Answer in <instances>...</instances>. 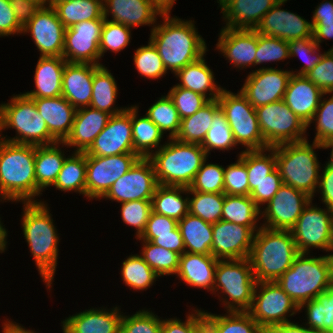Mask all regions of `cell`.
<instances>
[{"instance_id": "6da1fadb", "label": "cell", "mask_w": 333, "mask_h": 333, "mask_svg": "<svg viewBox=\"0 0 333 333\" xmlns=\"http://www.w3.org/2000/svg\"><path fill=\"white\" fill-rule=\"evenodd\" d=\"M21 227L35 266L47 291L53 287L59 256L60 233L46 201L22 203Z\"/></svg>"}, {"instance_id": "7a4b0ae2", "label": "cell", "mask_w": 333, "mask_h": 333, "mask_svg": "<svg viewBox=\"0 0 333 333\" xmlns=\"http://www.w3.org/2000/svg\"><path fill=\"white\" fill-rule=\"evenodd\" d=\"M173 16H161L150 32L149 40L157 48L167 72L175 75L209 50L194 19L185 20Z\"/></svg>"}, {"instance_id": "3957f363", "label": "cell", "mask_w": 333, "mask_h": 333, "mask_svg": "<svg viewBox=\"0 0 333 333\" xmlns=\"http://www.w3.org/2000/svg\"><path fill=\"white\" fill-rule=\"evenodd\" d=\"M35 154V145L0 139V203L42 202L38 200L43 193L36 185Z\"/></svg>"}, {"instance_id": "277c9868", "label": "cell", "mask_w": 333, "mask_h": 333, "mask_svg": "<svg viewBox=\"0 0 333 333\" xmlns=\"http://www.w3.org/2000/svg\"><path fill=\"white\" fill-rule=\"evenodd\" d=\"M299 254L290 230L264 226L255 233L249 260L256 282L277 281Z\"/></svg>"}, {"instance_id": "5b68a950", "label": "cell", "mask_w": 333, "mask_h": 333, "mask_svg": "<svg viewBox=\"0 0 333 333\" xmlns=\"http://www.w3.org/2000/svg\"><path fill=\"white\" fill-rule=\"evenodd\" d=\"M276 282L299 307L331 289V255L313 257L310 253H299Z\"/></svg>"}, {"instance_id": "8992f818", "label": "cell", "mask_w": 333, "mask_h": 333, "mask_svg": "<svg viewBox=\"0 0 333 333\" xmlns=\"http://www.w3.org/2000/svg\"><path fill=\"white\" fill-rule=\"evenodd\" d=\"M207 158L209 156L201 145L183 143L175 138L167 139L163 146L149 157L159 185L185 187L192 184Z\"/></svg>"}, {"instance_id": "52a82bcc", "label": "cell", "mask_w": 333, "mask_h": 333, "mask_svg": "<svg viewBox=\"0 0 333 333\" xmlns=\"http://www.w3.org/2000/svg\"><path fill=\"white\" fill-rule=\"evenodd\" d=\"M14 129L16 135L3 134ZM0 139L25 145H51L58 141L49 133L44 119L35 107L34 100L24 93L13 94L7 103L0 104Z\"/></svg>"}, {"instance_id": "ba28073f", "label": "cell", "mask_w": 333, "mask_h": 333, "mask_svg": "<svg viewBox=\"0 0 333 333\" xmlns=\"http://www.w3.org/2000/svg\"><path fill=\"white\" fill-rule=\"evenodd\" d=\"M322 145L309 140L275 146L276 167L285 185L301 190L314 198L322 166L315 151Z\"/></svg>"}, {"instance_id": "9c48e42d", "label": "cell", "mask_w": 333, "mask_h": 333, "mask_svg": "<svg viewBox=\"0 0 333 333\" xmlns=\"http://www.w3.org/2000/svg\"><path fill=\"white\" fill-rule=\"evenodd\" d=\"M255 285L249 258L217 261L213 295L218 296L225 312L248 311L253 302Z\"/></svg>"}, {"instance_id": "30bf717a", "label": "cell", "mask_w": 333, "mask_h": 333, "mask_svg": "<svg viewBox=\"0 0 333 333\" xmlns=\"http://www.w3.org/2000/svg\"><path fill=\"white\" fill-rule=\"evenodd\" d=\"M217 100L238 146L245 148L243 150H262L269 147L260 131L255 108L239 90L233 93L224 88Z\"/></svg>"}, {"instance_id": "8fae6325", "label": "cell", "mask_w": 333, "mask_h": 333, "mask_svg": "<svg viewBox=\"0 0 333 333\" xmlns=\"http://www.w3.org/2000/svg\"><path fill=\"white\" fill-rule=\"evenodd\" d=\"M313 200L304 208L290 231L299 253H312V249H320L332 255L333 210L324 206L320 208Z\"/></svg>"}, {"instance_id": "7c38bea8", "label": "cell", "mask_w": 333, "mask_h": 333, "mask_svg": "<svg viewBox=\"0 0 333 333\" xmlns=\"http://www.w3.org/2000/svg\"><path fill=\"white\" fill-rule=\"evenodd\" d=\"M255 110L260 131L269 147L308 140L307 125L289 109L284 100Z\"/></svg>"}, {"instance_id": "4fadbf2b", "label": "cell", "mask_w": 333, "mask_h": 333, "mask_svg": "<svg viewBox=\"0 0 333 333\" xmlns=\"http://www.w3.org/2000/svg\"><path fill=\"white\" fill-rule=\"evenodd\" d=\"M298 309L297 304L276 281L256 282L253 302L247 312L264 328L291 322L289 317L299 314Z\"/></svg>"}, {"instance_id": "5bb4252c", "label": "cell", "mask_w": 333, "mask_h": 333, "mask_svg": "<svg viewBox=\"0 0 333 333\" xmlns=\"http://www.w3.org/2000/svg\"><path fill=\"white\" fill-rule=\"evenodd\" d=\"M139 158L135 153L106 157L86 155V199L100 201Z\"/></svg>"}, {"instance_id": "9a60e30c", "label": "cell", "mask_w": 333, "mask_h": 333, "mask_svg": "<svg viewBox=\"0 0 333 333\" xmlns=\"http://www.w3.org/2000/svg\"><path fill=\"white\" fill-rule=\"evenodd\" d=\"M274 67H257L250 71L239 91L254 107H260L284 99L291 70Z\"/></svg>"}, {"instance_id": "2e32d148", "label": "cell", "mask_w": 333, "mask_h": 333, "mask_svg": "<svg viewBox=\"0 0 333 333\" xmlns=\"http://www.w3.org/2000/svg\"><path fill=\"white\" fill-rule=\"evenodd\" d=\"M153 164L149 158H139L131 169L117 179L100 199L123 203L152 200L158 186Z\"/></svg>"}, {"instance_id": "e0dca14e", "label": "cell", "mask_w": 333, "mask_h": 333, "mask_svg": "<svg viewBox=\"0 0 333 333\" xmlns=\"http://www.w3.org/2000/svg\"><path fill=\"white\" fill-rule=\"evenodd\" d=\"M312 199L305 192L282 184L273 198L261 209V226L290 230Z\"/></svg>"}, {"instance_id": "ac0fdd59", "label": "cell", "mask_w": 333, "mask_h": 333, "mask_svg": "<svg viewBox=\"0 0 333 333\" xmlns=\"http://www.w3.org/2000/svg\"><path fill=\"white\" fill-rule=\"evenodd\" d=\"M104 20H88L66 28L63 57L70 63H100V38Z\"/></svg>"}, {"instance_id": "d6986e66", "label": "cell", "mask_w": 333, "mask_h": 333, "mask_svg": "<svg viewBox=\"0 0 333 333\" xmlns=\"http://www.w3.org/2000/svg\"><path fill=\"white\" fill-rule=\"evenodd\" d=\"M66 28L52 6L42 4L34 18L23 27L22 34L30 35L40 57L63 56Z\"/></svg>"}, {"instance_id": "ffe728a7", "label": "cell", "mask_w": 333, "mask_h": 333, "mask_svg": "<svg viewBox=\"0 0 333 333\" xmlns=\"http://www.w3.org/2000/svg\"><path fill=\"white\" fill-rule=\"evenodd\" d=\"M289 0L277 2L255 27L257 34L277 37L284 41H293L306 37H313L311 21L299 16L295 12L282 9Z\"/></svg>"}, {"instance_id": "44dd1931", "label": "cell", "mask_w": 333, "mask_h": 333, "mask_svg": "<svg viewBox=\"0 0 333 333\" xmlns=\"http://www.w3.org/2000/svg\"><path fill=\"white\" fill-rule=\"evenodd\" d=\"M134 153L131 106L117 115H112L105 128L97 135L85 152L91 156H113Z\"/></svg>"}, {"instance_id": "7402d4cb", "label": "cell", "mask_w": 333, "mask_h": 333, "mask_svg": "<svg viewBox=\"0 0 333 333\" xmlns=\"http://www.w3.org/2000/svg\"><path fill=\"white\" fill-rule=\"evenodd\" d=\"M211 255L217 260L249 258L255 232L243 225L220 220L212 224Z\"/></svg>"}, {"instance_id": "603a6c76", "label": "cell", "mask_w": 333, "mask_h": 333, "mask_svg": "<svg viewBox=\"0 0 333 333\" xmlns=\"http://www.w3.org/2000/svg\"><path fill=\"white\" fill-rule=\"evenodd\" d=\"M220 29L215 50L238 71L255 68L258 34L254 29Z\"/></svg>"}, {"instance_id": "cb8c5ba5", "label": "cell", "mask_w": 333, "mask_h": 333, "mask_svg": "<svg viewBox=\"0 0 333 333\" xmlns=\"http://www.w3.org/2000/svg\"><path fill=\"white\" fill-rule=\"evenodd\" d=\"M123 312L116 305L112 308L91 307L61 320L62 333H120Z\"/></svg>"}, {"instance_id": "d4e9b609", "label": "cell", "mask_w": 333, "mask_h": 333, "mask_svg": "<svg viewBox=\"0 0 333 333\" xmlns=\"http://www.w3.org/2000/svg\"><path fill=\"white\" fill-rule=\"evenodd\" d=\"M103 16L134 29L147 25L150 32L161 17L150 0H103Z\"/></svg>"}, {"instance_id": "484cf974", "label": "cell", "mask_w": 333, "mask_h": 333, "mask_svg": "<svg viewBox=\"0 0 333 333\" xmlns=\"http://www.w3.org/2000/svg\"><path fill=\"white\" fill-rule=\"evenodd\" d=\"M280 0H220L223 27L255 29L262 17Z\"/></svg>"}, {"instance_id": "4316f807", "label": "cell", "mask_w": 333, "mask_h": 333, "mask_svg": "<svg viewBox=\"0 0 333 333\" xmlns=\"http://www.w3.org/2000/svg\"><path fill=\"white\" fill-rule=\"evenodd\" d=\"M111 116L90 106L77 109L72 131L64 141L66 148H74V152H86Z\"/></svg>"}, {"instance_id": "83f0119b", "label": "cell", "mask_w": 333, "mask_h": 333, "mask_svg": "<svg viewBox=\"0 0 333 333\" xmlns=\"http://www.w3.org/2000/svg\"><path fill=\"white\" fill-rule=\"evenodd\" d=\"M324 92L305 75L292 74L284 102L306 125L313 119Z\"/></svg>"}, {"instance_id": "f1b7e54d", "label": "cell", "mask_w": 333, "mask_h": 333, "mask_svg": "<svg viewBox=\"0 0 333 333\" xmlns=\"http://www.w3.org/2000/svg\"><path fill=\"white\" fill-rule=\"evenodd\" d=\"M95 65L67 62L62 75V96L76 109L90 106Z\"/></svg>"}, {"instance_id": "f546056e", "label": "cell", "mask_w": 333, "mask_h": 333, "mask_svg": "<svg viewBox=\"0 0 333 333\" xmlns=\"http://www.w3.org/2000/svg\"><path fill=\"white\" fill-rule=\"evenodd\" d=\"M33 100L37 111L47 124L49 133L58 142H64L72 131L77 109L62 95Z\"/></svg>"}, {"instance_id": "4dcf8cb0", "label": "cell", "mask_w": 333, "mask_h": 333, "mask_svg": "<svg viewBox=\"0 0 333 333\" xmlns=\"http://www.w3.org/2000/svg\"><path fill=\"white\" fill-rule=\"evenodd\" d=\"M217 261L212 255L184 252L180 255L175 276L183 284L207 290L213 295Z\"/></svg>"}, {"instance_id": "1f68e13d", "label": "cell", "mask_w": 333, "mask_h": 333, "mask_svg": "<svg viewBox=\"0 0 333 333\" xmlns=\"http://www.w3.org/2000/svg\"><path fill=\"white\" fill-rule=\"evenodd\" d=\"M67 61L63 56L40 57L34 71L35 89L24 94L32 99L53 98L62 94V75Z\"/></svg>"}, {"instance_id": "d6a6232c", "label": "cell", "mask_w": 333, "mask_h": 333, "mask_svg": "<svg viewBox=\"0 0 333 333\" xmlns=\"http://www.w3.org/2000/svg\"><path fill=\"white\" fill-rule=\"evenodd\" d=\"M206 55L186 65L174 77L179 80V83H176L178 87L202 94L209 100H215L220 96L224 87L218 85L213 70L207 65Z\"/></svg>"}, {"instance_id": "836d02e7", "label": "cell", "mask_w": 333, "mask_h": 333, "mask_svg": "<svg viewBox=\"0 0 333 333\" xmlns=\"http://www.w3.org/2000/svg\"><path fill=\"white\" fill-rule=\"evenodd\" d=\"M64 147H67L64 142L36 146L35 178L36 185L42 192L51 188L58 177L67 156Z\"/></svg>"}, {"instance_id": "e575fe53", "label": "cell", "mask_w": 333, "mask_h": 333, "mask_svg": "<svg viewBox=\"0 0 333 333\" xmlns=\"http://www.w3.org/2000/svg\"><path fill=\"white\" fill-rule=\"evenodd\" d=\"M118 85L113 73L105 65H95L93 75L92 99L90 107L117 115L127 107H119L115 103L118 97Z\"/></svg>"}, {"instance_id": "d590c367", "label": "cell", "mask_w": 333, "mask_h": 333, "mask_svg": "<svg viewBox=\"0 0 333 333\" xmlns=\"http://www.w3.org/2000/svg\"><path fill=\"white\" fill-rule=\"evenodd\" d=\"M139 105H131V122L134 153L149 158L163 145L164 134L146 115L140 116Z\"/></svg>"}, {"instance_id": "8d00e7d4", "label": "cell", "mask_w": 333, "mask_h": 333, "mask_svg": "<svg viewBox=\"0 0 333 333\" xmlns=\"http://www.w3.org/2000/svg\"><path fill=\"white\" fill-rule=\"evenodd\" d=\"M151 204L153 212L182 220L189 213L188 187L158 185Z\"/></svg>"}, {"instance_id": "74e56055", "label": "cell", "mask_w": 333, "mask_h": 333, "mask_svg": "<svg viewBox=\"0 0 333 333\" xmlns=\"http://www.w3.org/2000/svg\"><path fill=\"white\" fill-rule=\"evenodd\" d=\"M184 240L185 252L211 255L213 240L212 224L188 213L178 221Z\"/></svg>"}, {"instance_id": "f35d334b", "label": "cell", "mask_w": 333, "mask_h": 333, "mask_svg": "<svg viewBox=\"0 0 333 333\" xmlns=\"http://www.w3.org/2000/svg\"><path fill=\"white\" fill-rule=\"evenodd\" d=\"M220 109L217 99L210 100L193 115L181 119L176 140L183 143L202 145L206 133L211 128L214 114Z\"/></svg>"}, {"instance_id": "ab89813d", "label": "cell", "mask_w": 333, "mask_h": 333, "mask_svg": "<svg viewBox=\"0 0 333 333\" xmlns=\"http://www.w3.org/2000/svg\"><path fill=\"white\" fill-rule=\"evenodd\" d=\"M221 220L247 226L256 233L261 228V210L249 195L225 194Z\"/></svg>"}, {"instance_id": "60d3db41", "label": "cell", "mask_w": 333, "mask_h": 333, "mask_svg": "<svg viewBox=\"0 0 333 333\" xmlns=\"http://www.w3.org/2000/svg\"><path fill=\"white\" fill-rule=\"evenodd\" d=\"M305 310V326L315 333H333V289L319 294L315 299L299 306Z\"/></svg>"}, {"instance_id": "b9f144b4", "label": "cell", "mask_w": 333, "mask_h": 333, "mask_svg": "<svg viewBox=\"0 0 333 333\" xmlns=\"http://www.w3.org/2000/svg\"><path fill=\"white\" fill-rule=\"evenodd\" d=\"M64 193L75 192L86 197V154L72 151L62 165L52 186Z\"/></svg>"}, {"instance_id": "7bdbcfd3", "label": "cell", "mask_w": 333, "mask_h": 333, "mask_svg": "<svg viewBox=\"0 0 333 333\" xmlns=\"http://www.w3.org/2000/svg\"><path fill=\"white\" fill-rule=\"evenodd\" d=\"M65 28L88 20H105L103 0H65L52 5Z\"/></svg>"}, {"instance_id": "ee69618b", "label": "cell", "mask_w": 333, "mask_h": 333, "mask_svg": "<svg viewBox=\"0 0 333 333\" xmlns=\"http://www.w3.org/2000/svg\"><path fill=\"white\" fill-rule=\"evenodd\" d=\"M204 322L214 333H262L263 329L247 311H226L221 315L204 310Z\"/></svg>"}, {"instance_id": "f6af8a7d", "label": "cell", "mask_w": 333, "mask_h": 333, "mask_svg": "<svg viewBox=\"0 0 333 333\" xmlns=\"http://www.w3.org/2000/svg\"><path fill=\"white\" fill-rule=\"evenodd\" d=\"M120 275L123 283L133 291L141 292L155 285L159 275L137 253L126 256L121 263Z\"/></svg>"}, {"instance_id": "bcb514c9", "label": "cell", "mask_w": 333, "mask_h": 333, "mask_svg": "<svg viewBox=\"0 0 333 333\" xmlns=\"http://www.w3.org/2000/svg\"><path fill=\"white\" fill-rule=\"evenodd\" d=\"M237 156L246 164L249 194L276 168L275 146L262 150H242Z\"/></svg>"}, {"instance_id": "7dc6e473", "label": "cell", "mask_w": 333, "mask_h": 333, "mask_svg": "<svg viewBox=\"0 0 333 333\" xmlns=\"http://www.w3.org/2000/svg\"><path fill=\"white\" fill-rule=\"evenodd\" d=\"M157 99L151 104L145 115L159 127L163 134L169 132L167 139H174L179 132L181 122L178 111L168 93Z\"/></svg>"}, {"instance_id": "c3c4849f", "label": "cell", "mask_w": 333, "mask_h": 333, "mask_svg": "<svg viewBox=\"0 0 333 333\" xmlns=\"http://www.w3.org/2000/svg\"><path fill=\"white\" fill-rule=\"evenodd\" d=\"M136 241L142 243L139 255L159 277L176 275L180 259L179 253L157 246L150 241L139 238H136Z\"/></svg>"}, {"instance_id": "681fc988", "label": "cell", "mask_w": 333, "mask_h": 333, "mask_svg": "<svg viewBox=\"0 0 333 333\" xmlns=\"http://www.w3.org/2000/svg\"><path fill=\"white\" fill-rule=\"evenodd\" d=\"M189 213L211 224L221 220L224 193H204L192 191L188 187Z\"/></svg>"}, {"instance_id": "f907efd6", "label": "cell", "mask_w": 333, "mask_h": 333, "mask_svg": "<svg viewBox=\"0 0 333 333\" xmlns=\"http://www.w3.org/2000/svg\"><path fill=\"white\" fill-rule=\"evenodd\" d=\"M202 148L207 155H211V151H229L238 149L233 132L227 122L224 112L219 109L213 117L211 128L206 133Z\"/></svg>"}, {"instance_id": "816d5d0a", "label": "cell", "mask_w": 333, "mask_h": 333, "mask_svg": "<svg viewBox=\"0 0 333 333\" xmlns=\"http://www.w3.org/2000/svg\"><path fill=\"white\" fill-rule=\"evenodd\" d=\"M133 63L140 76L149 80H159L168 73L157 48L148 40L147 45L136 48Z\"/></svg>"}, {"instance_id": "f5cc1de1", "label": "cell", "mask_w": 333, "mask_h": 333, "mask_svg": "<svg viewBox=\"0 0 333 333\" xmlns=\"http://www.w3.org/2000/svg\"><path fill=\"white\" fill-rule=\"evenodd\" d=\"M131 29L123 24L104 20L99 44L100 61L106 52L110 51V53L117 54L130 46L132 40Z\"/></svg>"}, {"instance_id": "db71d44e", "label": "cell", "mask_w": 333, "mask_h": 333, "mask_svg": "<svg viewBox=\"0 0 333 333\" xmlns=\"http://www.w3.org/2000/svg\"><path fill=\"white\" fill-rule=\"evenodd\" d=\"M289 55L298 57L304 63L300 69L291 70L293 74L306 75L321 61L325 52L320 51L321 47L314 41L313 37H306L288 42Z\"/></svg>"}, {"instance_id": "11a10c76", "label": "cell", "mask_w": 333, "mask_h": 333, "mask_svg": "<svg viewBox=\"0 0 333 333\" xmlns=\"http://www.w3.org/2000/svg\"><path fill=\"white\" fill-rule=\"evenodd\" d=\"M207 158L189 186L192 191L204 193H224V165L208 163Z\"/></svg>"}, {"instance_id": "9f6ffc18", "label": "cell", "mask_w": 333, "mask_h": 333, "mask_svg": "<svg viewBox=\"0 0 333 333\" xmlns=\"http://www.w3.org/2000/svg\"><path fill=\"white\" fill-rule=\"evenodd\" d=\"M327 95L328 93L323 94L313 119L307 125L309 129L312 123L315 124L313 142L321 145L333 139V93Z\"/></svg>"}, {"instance_id": "6f0895ef", "label": "cell", "mask_w": 333, "mask_h": 333, "mask_svg": "<svg viewBox=\"0 0 333 333\" xmlns=\"http://www.w3.org/2000/svg\"><path fill=\"white\" fill-rule=\"evenodd\" d=\"M125 314L121 318L120 333H161L163 317L154 311L143 308L132 315Z\"/></svg>"}, {"instance_id": "680465c9", "label": "cell", "mask_w": 333, "mask_h": 333, "mask_svg": "<svg viewBox=\"0 0 333 333\" xmlns=\"http://www.w3.org/2000/svg\"><path fill=\"white\" fill-rule=\"evenodd\" d=\"M120 214L123 223L135 229V239L145 231L146 223L152 212L151 200H134L120 203Z\"/></svg>"}, {"instance_id": "91938a15", "label": "cell", "mask_w": 333, "mask_h": 333, "mask_svg": "<svg viewBox=\"0 0 333 333\" xmlns=\"http://www.w3.org/2000/svg\"><path fill=\"white\" fill-rule=\"evenodd\" d=\"M290 59L288 42L277 37L258 34V45L255 57V67L260 64L284 62Z\"/></svg>"}, {"instance_id": "94428289", "label": "cell", "mask_w": 333, "mask_h": 333, "mask_svg": "<svg viewBox=\"0 0 333 333\" xmlns=\"http://www.w3.org/2000/svg\"><path fill=\"white\" fill-rule=\"evenodd\" d=\"M312 13L313 38L322 47V42L333 39V0H322Z\"/></svg>"}, {"instance_id": "6125c7cd", "label": "cell", "mask_w": 333, "mask_h": 333, "mask_svg": "<svg viewBox=\"0 0 333 333\" xmlns=\"http://www.w3.org/2000/svg\"><path fill=\"white\" fill-rule=\"evenodd\" d=\"M178 111L180 119L193 115L210 100L197 92L173 85L168 91Z\"/></svg>"}, {"instance_id": "be15d7a7", "label": "cell", "mask_w": 333, "mask_h": 333, "mask_svg": "<svg viewBox=\"0 0 333 333\" xmlns=\"http://www.w3.org/2000/svg\"><path fill=\"white\" fill-rule=\"evenodd\" d=\"M224 194L249 195L248 173L245 162L238 156L234 163L224 168Z\"/></svg>"}, {"instance_id": "e7e4bbea", "label": "cell", "mask_w": 333, "mask_h": 333, "mask_svg": "<svg viewBox=\"0 0 333 333\" xmlns=\"http://www.w3.org/2000/svg\"><path fill=\"white\" fill-rule=\"evenodd\" d=\"M185 321L180 318H163L161 333H196V331L205 323L204 309L197 307L190 308Z\"/></svg>"}, {"instance_id": "03108f58", "label": "cell", "mask_w": 333, "mask_h": 333, "mask_svg": "<svg viewBox=\"0 0 333 333\" xmlns=\"http://www.w3.org/2000/svg\"><path fill=\"white\" fill-rule=\"evenodd\" d=\"M305 76L324 93H333V53L325 51L321 61Z\"/></svg>"}, {"instance_id": "003e7915", "label": "cell", "mask_w": 333, "mask_h": 333, "mask_svg": "<svg viewBox=\"0 0 333 333\" xmlns=\"http://www.w3.org/2000/svg\"><path fill=\"white\" fill-rule=\"evenodd\" d=\"M282 184L280 172L276 167L265 179L256 184V187L250 192L249 196L261 210L278 192Z\"/></svg>"}, {"instance_id": "a7ac6f4b", "label": "cell", "mask_w": 333, "mask_h": 333, "mask_svg": "<svg viewBox=\"0 0 333 333\" xmlns=\"http://www.w3.org/2000/svg\"><path fill=\"white\" fill-rule=\"evenodd\" d=\"M177 226V220L152 211L146 223L145 231L139 239L151 242L159 236L175 235Z\"/></svg>"}, {"instance_id": "89a4df30", "label": "cell", "mask_w": 333, "mask_h": 333, "mask_svg": "<svg viewBox=\"0 0 333 333\" xmlns=\"http://www.w3.org/2000/svg\"><path fill=\"white\" fill-rule=\"evenodd\" d=\"M23 28L15 17L11 1L0 0V38L22 35Z\"/></svg>"}, {"instance_id": "2644e50d", "label": "cell", "mask_w": 333, "mask_h": 333, "mask_svg": "<svg viewBox=\"0 0 333 333\" xmlns=\"http://www.w3.org/2000/svg\"><path fill=\"white\" fill-rule=\"evenodd\" d=\"M321 169L316 195L320 193L322 204L333 210V168L324 163Z\"/></svg>"}, {"instance_id": "8c879c8a", "label": "cell", "mask_w": 333, "mask_h": 333, "mask_svg": "<svg viewBox=\"0 0 333 333\" xmlns=\"http://www.w3.org/2000/svg\"><path fill=\"white\" fill-rule=\"evenodd\" d=\"M43 0H12L11 5L19 25L25 27L42 6Z\"/></svg>"}, {"instance_id": "753ad0ef", "label": "cell", "mask_w": 333, "mask_h": 333, "mask_svg": "<svg viewBox=\"0 0 333 333\" xmlns=\"http://www.w3.org/2000/svg\"><path fill=\"white\" fill-rule=\"evenodd\" d=\"M151 243L165 249L177 252L180 255L185 252L184 240L178 226L175 228V235L159 236L157 238H154Z\"/></svg>"}, {"instance_id": "34e18365", "label": "cell", "mask_w": 333, "mask_h": 333, "mask_svg": "<svg viewBox=\"0 0 333 333\" xmlns=\"http://www.w3.org/2000/svg\"><path fill=\"white\" fill-rule=\"evenodd\" d=\"M295 323V320L292 322H287L283 324L273 325L264 327L262 333H315L309 327L304 324Z\"/></svg>"}, {"instance_id": "11e5206c", "label": "cell", "mask_w": 333, "mask_h": 333, "mask_svg": "<svg viewBox=\"0 0 333 333\" xmlns=\"http://www.w3.org/2000/svg\"><path fill=\"white\" fill-rule=\"evenodd\" d=\"M2 333H37L33 329H27L25 326H23L20 323L15 322L12 319L9 320V318L4 319V322H2ZM39 333V332H38Z\"/></svg>"}, {"instance_id": "2a66077c", "label": "cell", "mask_w": 333, "mask_h": 333, "mask_svg": "<svg viewBox=\"0 0 333 333\" xmlns=\"http://www.w3.org/2000/svg\"><path fill=\"white\" fill-rule=\"evenodd\" d=\"M155 10L161 16H171V10L176 4V0H150Z\"/></svg>"}, {"instance_id": "b9fcfbb0", "label": "cell", "mask_w": 333, "mask_h": 333, "mask_svg": "<svg viewBox=\"0 0 333 333\" xmlns=\"http://www.w3.org/2000/svg\"><path fill=\"white\" fill-rule=\"evenodd\" d=\"M2 222V219L0 217V253H4L7 251V237H8V229L5 228V225Z\"/></svg>"}, {"instance_id": "09005b40", "label": "cell", "mask_w": 333, "mask_h": 333, "mask_svg": "<svg viewBox=\"0 0 333 333\" xmlns=\"http://www.w3.org/2000/svg\"><path fill=\"white\" fill-rule=\"evenodd\" d=\"M196 333H214L212 329L204 323L197 331Z\"/></svg>"}, {"instance_id": "979ff035", "label": "cell", "mask_w": 333, "mask_h": 333, "mask_svg": "<svg viewBox=\"0 0 333 333\" xmlns=\"http://www.w3.org/2000/svg\"><path fill=\"white\" fill-rule=\"evenodd\" d=\"M323 149H331V150H333V139L332 140H330V141H328V142H326V143H324L323 145H322V150Z\"/></svg>"}, {"instance_id": "deb4b68c", "label": "cell", "mask_w": 333, "mask_h": 333, "mask_svg": "<svg viewBox=\"0 0 333 333\" xmlns=\"http://www.w3.org/2000/svg\"><path fill=\"white\" fill-rule=\"evenodd\" d=\"M62 1H65V0H43V4L52 6L53 4H55L57 2H62Z\"/></svg>"}, {"instance_id": "67dfc351", "label": "cell", "mask_w": 333, "mask_h": 333, "mask_svg": "<svg viewBox=\"0 0 333 333\" xmlns=\"http://www.w3.org/2000/svg\"><path fill=\"white\" fill-rule=\"evenodd\" d=\"M326 164L329 167L333 168V150L330 151V157H329L328 161H326Z\"/></svg>"}, {"instance_id": "b62a3aed", "label": "cell", "mask_w": 333, "mask_h": 333, "mask_svg": "<svg viewBox=\"0 0 333 333\" xmlns=\"http://www.w3.org/2000/svg\"><path fill=\"white\" fill-rule=\"evenodd\" d=\"M331 262H332V289H333V254L331 255Z\"/></svg>"}]
</instances>
